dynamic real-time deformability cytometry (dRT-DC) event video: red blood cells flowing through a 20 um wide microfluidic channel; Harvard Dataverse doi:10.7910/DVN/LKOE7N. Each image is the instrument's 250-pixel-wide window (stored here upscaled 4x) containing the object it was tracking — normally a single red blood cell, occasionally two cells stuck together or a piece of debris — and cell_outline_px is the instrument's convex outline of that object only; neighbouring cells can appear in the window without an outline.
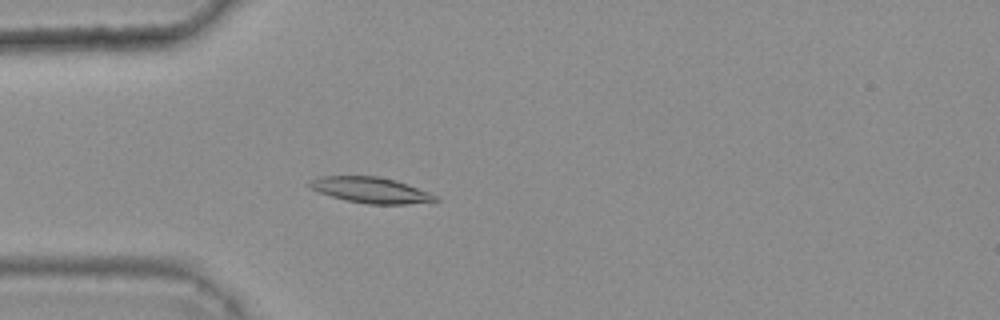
{"species": "common noctule bat (a hibernating species)", "species_latin": "Nyctalus noctula", "temperature_condition": "warm", "stored_images_in_passage": 46, "camera_frame_rate_fps": 3000, "um_per_image_px": 0.085, "animal": {"sex": "female", "body_mass_g": 25.1}, "frame": {"image": 1, "passage_image": 15, "time_ms": 4.667, "image_size_px": [1000, 320], "cell_outline_px": [[440, 200], [436, 204], [368, 204], [344, 200], [320, 192], [312, 188], [308, 184], [312, 180], [320, 176], [380, 176], [396, 180], [408, 184], [428, 192], [436, 196]], "centroid_in_image_um": [31.64, 16.18], "position_along_channel_um": 53.4, "area_um2": 19.13}}
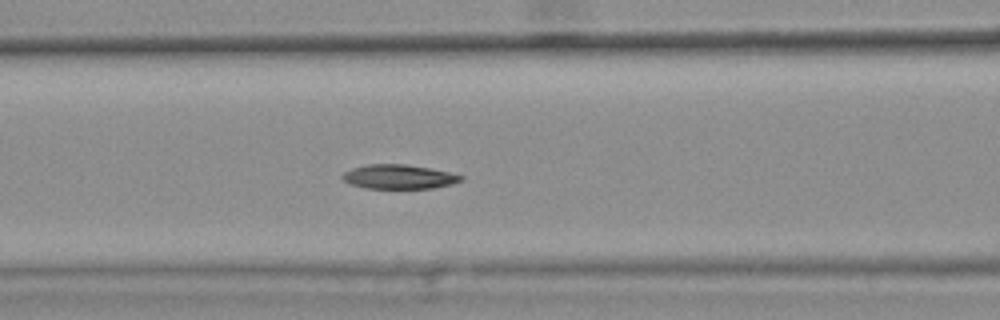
{"frame": {"image": 2, "passage_image": 22, "time_ms": 7.0, "image_size_px": [1000, 320], "cell_outline_px": [[464, 180], [452, 184], [432, 188], [364, 188], [352, 184], [344, 180], [340, 176], [344, 172], [352, 168], [368, 164], [404, 164], [428, 168], [448, 172], [464, 176]], "centroid_in_image_um": [33.9, 15.02], "position_along_channel_um": 132.7, "area_um2": 16.65}}
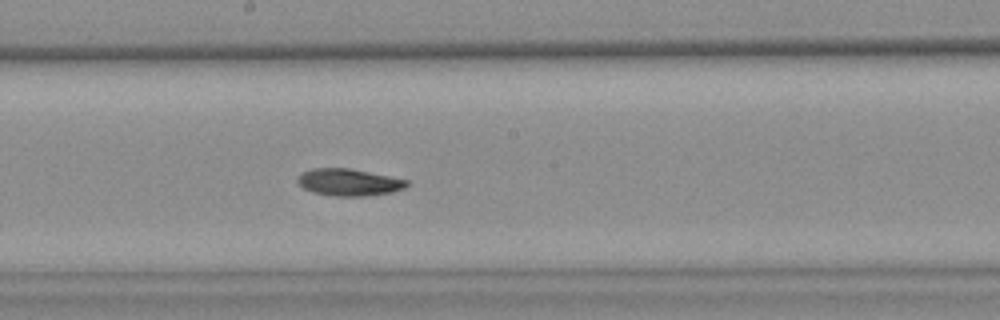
{"frame": {"image": 3, "passage_image": 29, "time_ms": 9.333, "image_size_px": [1000, 320], "cell_outline_px": [[408, 184], [404, 188], [392, 192], [364, 196], [332, 196], [312, 192], [304, 188], [296, 180], [296, 176], [300, 172], [312, 168], [348, 168], [408, 180]], "centroid_in_image_um": [29.59, 15.49], "position_along_channel_um": 218.6, "area_um2": 17.17}, "authors_computed_cell_mechanics": {"area_um2": 17.629, "velocity_mm_per_s": 3.6879, "shape_relaxation_time_tau1_ms": null, "shape_relaxation_time_tau2_ms": 7.0753, "deformation_change_tau1": null, "deformation_change_tau2": 0.1161}}